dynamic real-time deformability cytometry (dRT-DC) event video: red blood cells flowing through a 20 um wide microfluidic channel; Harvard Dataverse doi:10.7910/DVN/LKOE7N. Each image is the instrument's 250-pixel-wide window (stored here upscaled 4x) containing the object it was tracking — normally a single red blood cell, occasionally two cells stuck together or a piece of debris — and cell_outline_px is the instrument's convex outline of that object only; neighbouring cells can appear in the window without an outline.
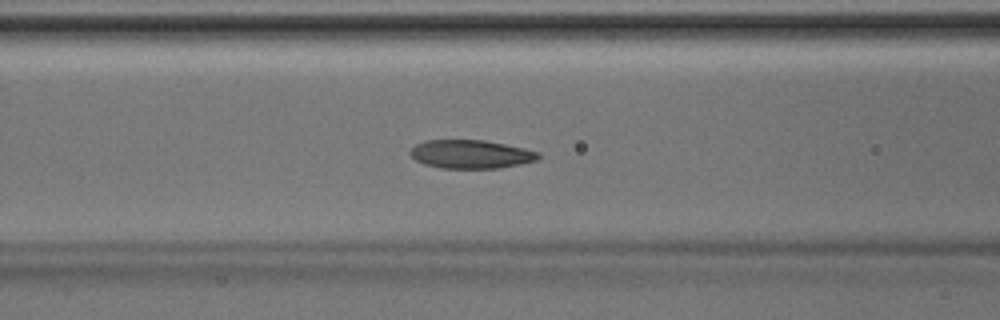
{"species": "Egyptian fruit bat (a non-hibernating species)", "species_latin": "Rousettus aegyptiacus", "temperature_condition": "room temperature", "stored_images_in_passage": 44, "camera_frame_rate_fps": 3000, "um_per_image_px": 0.085, "animal": {"sex": "male"}, "frame": {"image": 1, "passage_image": 16, "time_ms": 5.0, "image_size_px": [1000, 320], "cell_outline_px": [[540, 156], [536, 160], [520, 164], [500, 168], [440, 168], [424, 164], [416, 160], [408, 152], [416, 144], [424, 140], [484, 140], [524, 148], [540, 152]], "centroid_in_image_um": [40.01, 13.1], "position_along_channel_um": 126.6, "area_um2": 21.27}}
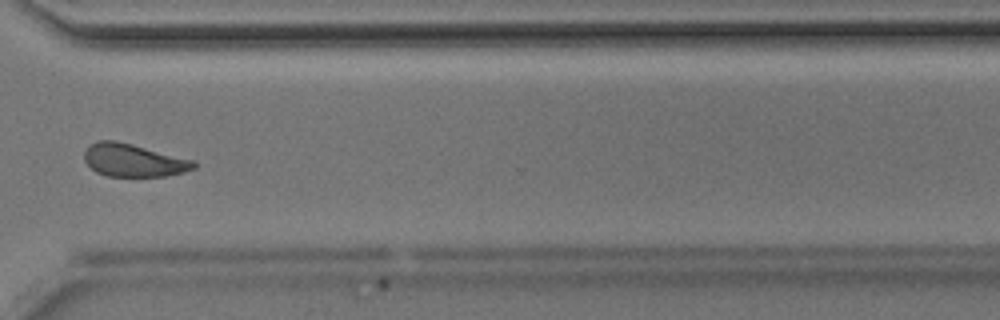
{"frame": {"image": 2, "passage_image": 32, "time_ms": 10.333, "image_size_px": [1000, 320], "cell_outline_px": [[196, 168], [184, 172], [164, 176], [108, 176], [96, 172], [84, 160], [84, 152], [88, 144], [96, 140], [116, 140], [196, 160]], "centroid_in_image_um": [11.35, 13.61], "position_along_channel_um": 359.3, "area_um2": 21.15}}
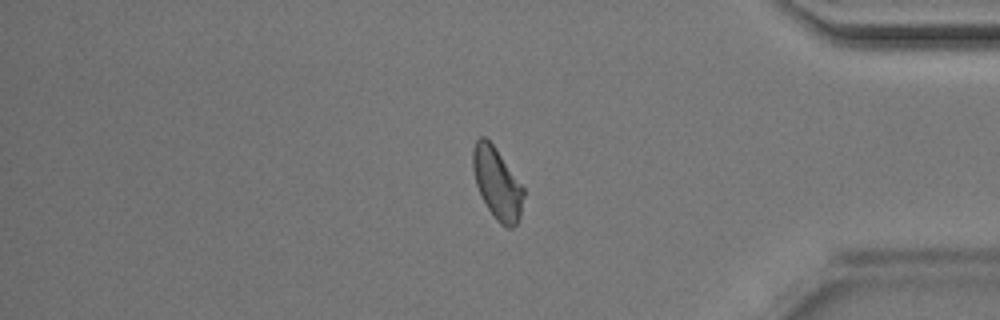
{"frame": {"image": 3, "passage_image": 36, "time_ms": 11.667, "image_size_px": [1000, 320], "cell_outline_px": [[524, 196], [520, 216], [516, 224], [512, 228], [508, 228], [500, 224], [496, 220], [480, 196], [476, 184], [472, 168], [472, 148], [476, 140], [480, 136], [484, 136], [496, 148], [524, 188]], "centroid_in_image_um": [42.24, 15.58], "position_along_channel_um": 393.0, "area_um2": 21.15}}